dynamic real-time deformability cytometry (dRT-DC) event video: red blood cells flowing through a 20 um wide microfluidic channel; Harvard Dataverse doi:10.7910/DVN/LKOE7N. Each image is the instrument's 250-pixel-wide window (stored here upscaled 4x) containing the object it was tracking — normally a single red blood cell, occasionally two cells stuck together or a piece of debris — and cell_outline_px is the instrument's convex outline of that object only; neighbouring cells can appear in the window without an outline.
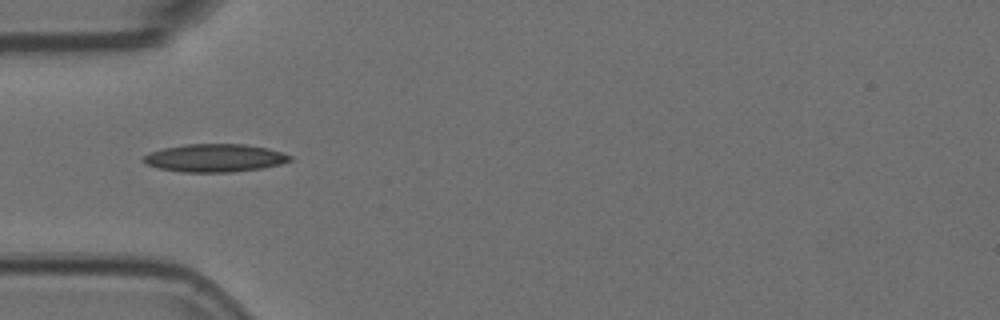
{"species": "Egyptian fruit bat (a non-hibernating species)", "species_latin": "Rousettus aegyptiacus", "temperature_condition": "room temperature", "stored_images_in_passage": 38, "camera_frame_rate_fps": 3000, "um_per_image_px": 0.085, "animal": {"sex": "female"}, "frame": {"image": 1, "passage_image": 1, "time_ms": 0.0, "image_size_px": [1000, 320], "cell_outline_px": [[292, 160], [280, 164], [264, 168], [232, 172], [184, 172], [160, 168], [148, 164], [140, 160], [148, 152], [164, 148], [184, 144], [244, 144], [268, 148], [292, 156]], "centroid_in_image_um": [18.26, 13.42], "position_along_channel_um": 66.7, "area_um2": 23.87}}
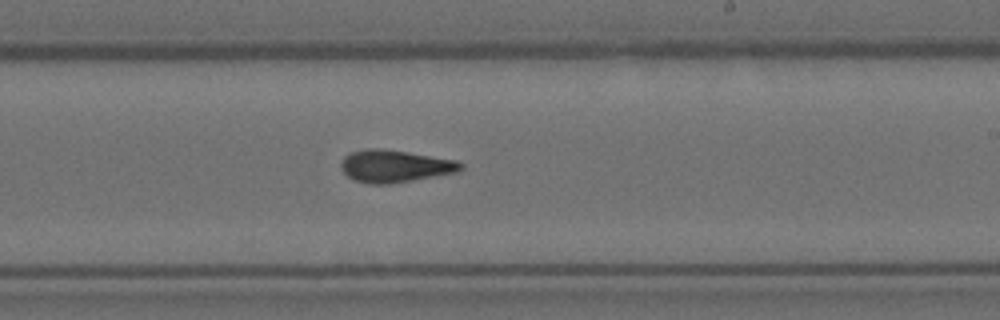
{"frame": {"image": 2, "passage_image": 16, "time_ms": 5.0, "image_size_px": [1000, 320], "cell_outline_px": [[464, 168], [456, 172], [412, 180], [388, 184], [368, 184], [356, 180], [348, 176], [340, 168], [340, 164], [344, 156], [352, 152], [368, 148], [384, 148], [456, 160], [464, 164]], "centroid_in_image_um": [33.55, 14.11], "position_along_channel_um": 255.4, "area_um2": 22.48}}
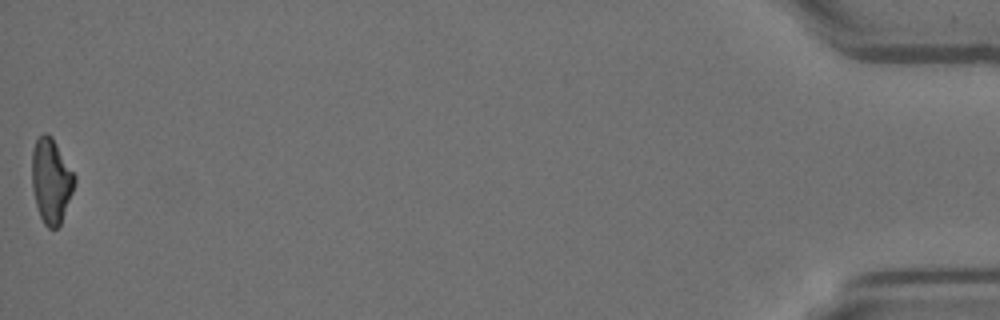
{"frame": {"image": 3, "passage_image": 38, "time_ms": 12.333, "image_size_px": [1000, 320], "cell_outline_px": [[76, 180], [72, 192], [60, 224], [56, 228], [48, 228], [44, 224], [40, 216], [36, 204], [32, 188], [32, 148], [36, 140], [44, 132], [48, 132], [52, 136], [76, 176]], "centroid_in_image_um": [4.34, 15.33], "position_along_channel_um": 430.9, "area_um2": 20.98}, "authors_computed_cell_mechanics": {"area_um2": 21.7039, "velocity_mm_per_s": 3.7748, "shape_relaxation_time_tau1_ms": 7.1237, "shape_relaxation_time_tau2_ms": 2.1549, "deformation_change_tau1": 0.2101, "deformation_change_tau2": 0.1035}}